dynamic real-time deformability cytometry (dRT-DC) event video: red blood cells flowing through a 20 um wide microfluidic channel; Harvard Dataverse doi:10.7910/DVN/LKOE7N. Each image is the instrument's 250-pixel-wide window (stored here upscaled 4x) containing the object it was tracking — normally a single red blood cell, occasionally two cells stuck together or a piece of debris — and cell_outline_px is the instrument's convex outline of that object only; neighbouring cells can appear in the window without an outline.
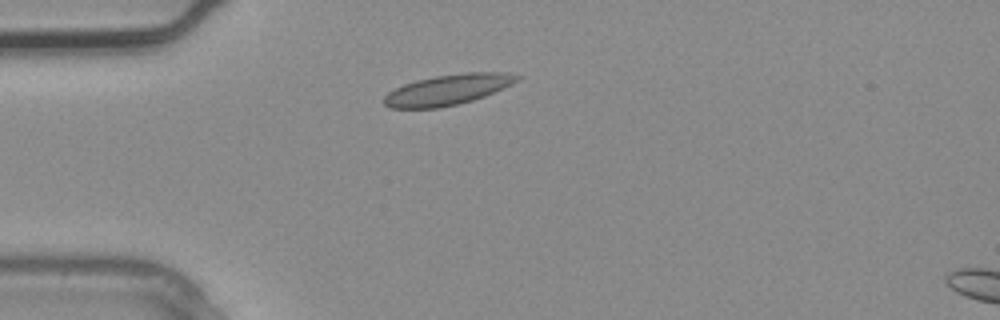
{"species": "common noctule bat (a hibernating species)", "species_latin": "Nyctalus noctula", "temperature_condition": "warm", "stored_images_in_passage": 2, "camera_frame_rate_fps": 3000, "um_per_image_px": 0.085, "animal": {"sex": "male", "body_mass_g": 20.4}, "frame": {"image": 1, "passage_image": 1, "time_ms": 0.0, "image_size_px": [1000, 320], "cell_outline_px": [[520, 80], [504, 88], [484, 96], [472, 100], [440, 108], [392, 108], [384, 104], [384, 96], [388, 92], [404, 84], [416, 80], [436, 76], [464, 72], [508, 72], [520, 76]], "centroid_in_image_um": [38.09, 7.61], "position_along_channel_um": 46.9, "area_um2": 23.58}}